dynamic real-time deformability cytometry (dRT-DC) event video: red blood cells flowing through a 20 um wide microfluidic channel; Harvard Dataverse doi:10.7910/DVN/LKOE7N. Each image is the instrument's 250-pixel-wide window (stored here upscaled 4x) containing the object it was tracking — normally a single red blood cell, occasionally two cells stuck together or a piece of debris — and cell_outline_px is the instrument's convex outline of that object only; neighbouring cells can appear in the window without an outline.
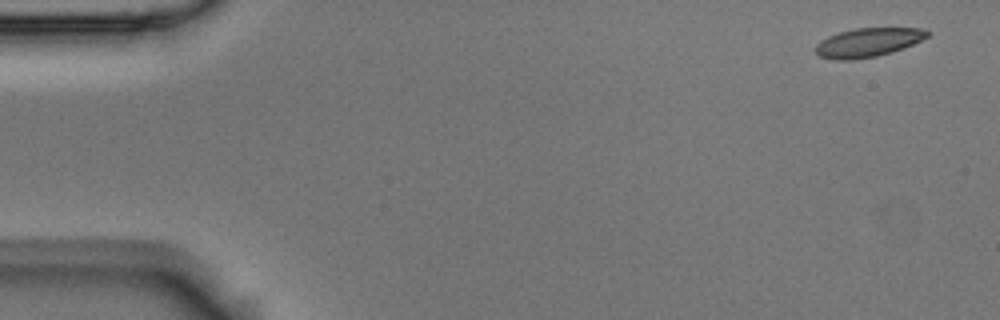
{"species": "Egyptian fruit bat (a non-hibernating species)", "species_latin": "Rousettus aegyptiacus", "temperature_condition": "room temperature", "stored_images_in_passage": 5, "camera_frame_rate_fps": 3000, "um_per_image_px": 0.085, "animal": {"sex": "male"}, "frame": {"image": 1, "passage_image": 1, "time_ms": 0.0, "image_size_px": [1000, 320], "cell_outline_px": [[932, 32], [928, 36], [904, 48], [892, 52], [876, 56], [852, 60], [836, 60], [820, 56], [812, 48], [820, 40], [828, 36], [840, 32], [856, 28], [924, 28]], "centroid_in_image_um": [73.77, 3.61], "position_along_channel_um": 11.2, "area_um2": 18.9}}
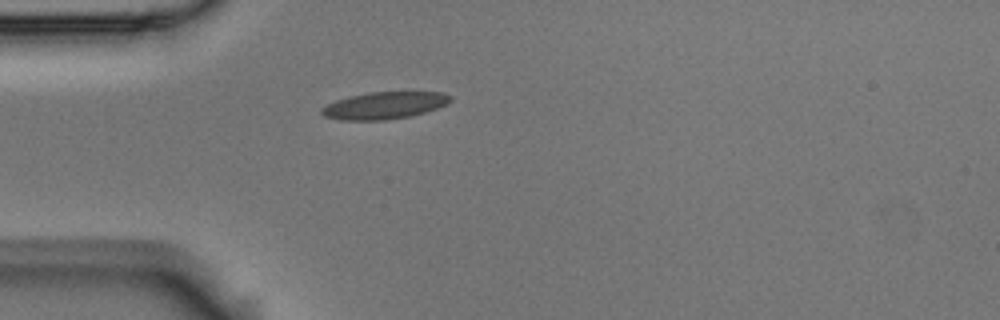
{"frame": {"image": 2, "passage_image": 5, "time_ms": 1.333, "image_size_px": [1000, 320], "cell_outline_px": [[452, 100], [436, 108], [424, 112], [408, 116], [384, 120], [340, 120], [324, 116], [320, 112], [320, 108], [336, 100], [348, 96], [368, 92], [444, 92], [452, 96]], "centroid_in_image_um": [32.63, 8.95], "position_along_channel_um": 52.4, "area_um2": 20.23}}